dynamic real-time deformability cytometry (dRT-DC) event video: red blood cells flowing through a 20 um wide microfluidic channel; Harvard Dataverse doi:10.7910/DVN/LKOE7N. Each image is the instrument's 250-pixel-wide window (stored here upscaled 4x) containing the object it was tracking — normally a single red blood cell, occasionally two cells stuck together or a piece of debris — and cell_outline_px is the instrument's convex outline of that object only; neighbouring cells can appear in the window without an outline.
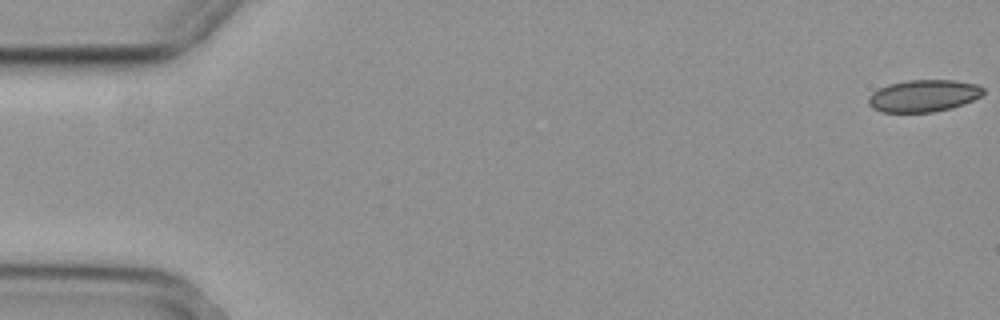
{"species": "common noctule bat (a hibernating species)", "species_latin": "Nyctalus noctula", "temperature_condition": "cold", "stored_images_in_passage": 9, "camera_frame_rate_fps": 3000, "um_per_image_px": 0.085, "animal": {"sex": "female", "body_mass_g": 29.2, "forearm_length_mm": 56.3}, "frame": {"image": 1, "passage_image": 1, "time_ms": 0.0, "image_size_px": [1000, 320], "cell_outline_px": [[984, 92], [980, 96], [964, 104], [932, 112], [880, 112], [872, 108], [868, 104], [868, 96], [872, 92], [888, 84], [908, 80], [956, 80], [976, 84], [984, 88]], "centroid_in_image_um": [78.47, 8.14], "position_along_channel_um": 6.5, "area_um2": 21.44}}